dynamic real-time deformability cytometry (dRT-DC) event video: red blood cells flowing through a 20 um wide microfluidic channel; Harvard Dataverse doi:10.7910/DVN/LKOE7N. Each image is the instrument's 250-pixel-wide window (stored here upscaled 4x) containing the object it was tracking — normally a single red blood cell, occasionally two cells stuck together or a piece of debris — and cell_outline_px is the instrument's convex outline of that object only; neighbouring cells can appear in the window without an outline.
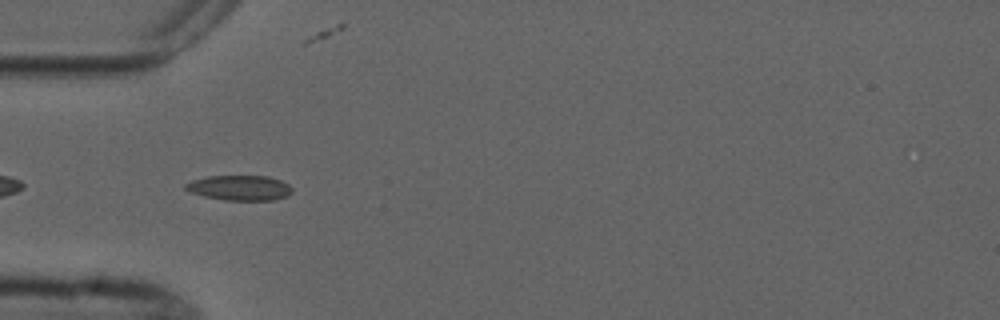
{"species": "common noctule bat (a hibernating species)", "species_latin": "Nyctalus noctula", "temperature_condition": "cold", "stored_images_in_passage": 6, "camera_frame_rate_fps": 3000, "um_per_image_px": 0.085, "animal": {"sex": "male", "forearm_length_mm": 52.5}, "frame": {"image": 1, "passage_image": 5, "time_ms": 4.667, "image_size_px": [1000, 320], "cell_outline_px": [[292, 192], [288, 196], [272, 200], [224, 200], [204, 196], [192, 192], [184, 188], [184, 184], [192, 180], [208, 176], [268, 176], [280, 180], [288, 184], [292, 188]], "centroid_in_image_um": [20.38, 15.96], "position_along_channel_um": 64.6, "area_um2": 15.55}}
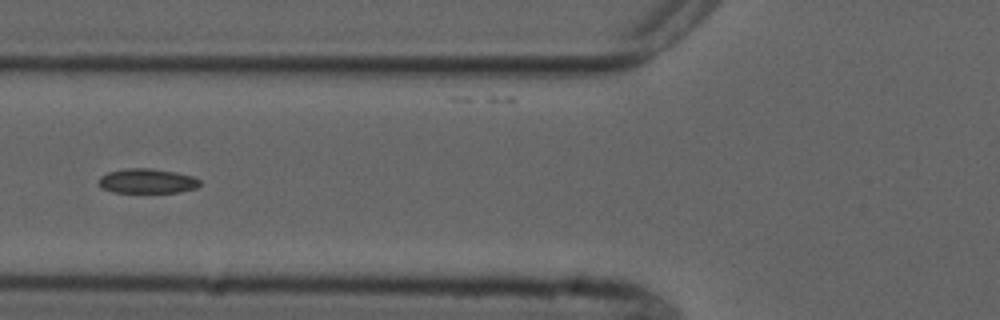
{"frame": {"image": 2, "passage_image": 6, "time_ms": 6.0, "image_size_px": [1000, 320], "cell_outline_px": [[200, 184], [196, 188], [180, 192], [112, 192], [100, 188], [96, 180], [100, 176], [108, 172], [124, 168], [152, 168], [176, 172], [192, 176], [200, 180]], "centroid_in_image_um": [12.45, 15.38], "position_along_channel_um": 113.3, "area_um2": 14.74}}